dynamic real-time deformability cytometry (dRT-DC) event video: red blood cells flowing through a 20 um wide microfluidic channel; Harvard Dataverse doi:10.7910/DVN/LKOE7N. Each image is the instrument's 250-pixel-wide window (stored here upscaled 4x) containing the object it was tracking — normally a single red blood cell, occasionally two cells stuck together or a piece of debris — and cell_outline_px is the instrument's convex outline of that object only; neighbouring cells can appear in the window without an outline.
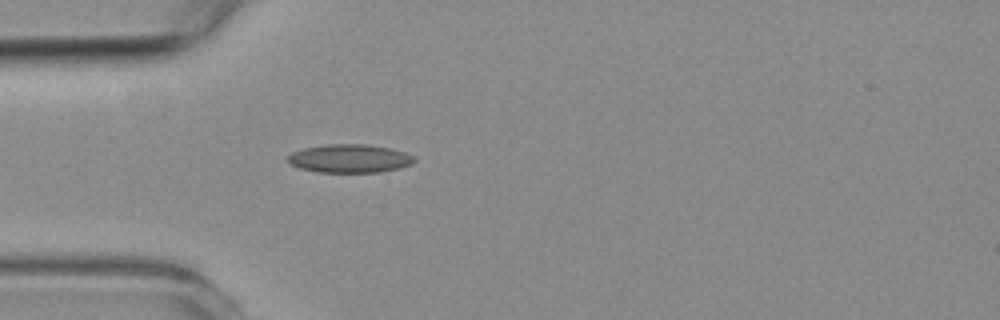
{"species": "common noctule bat (a hibernating species)", "species_latin": "Nyctalus noctula", "temperature_condition": "room temperature", "stored_images_in_passage": 39, "camera_frame_rate_fps": 3000, "um_per_image_px": 0.085, "animal": {"sex": "female", "body_mass_g": 19.3, "forearm_length_mm": 54.1}, "frame": {"image": 1, "passage_image": 1, "time_ms": 0.0, "image_size_px": [1000, 320], "cell_outline_px": [[416, 160], [412, 164], [400, 168], [380, 172], [320, 172], [300, 168], [292, 164], [288, 160], [288, 156], [292, 152], [304, 148], [328, 144], [364, 144], [392, 148], [404, 152], [412, 156]], "centroid_in_image_um": [29.75, 13.47], "position_along_channel_um": 55.3, "area_um2": 20.81}}
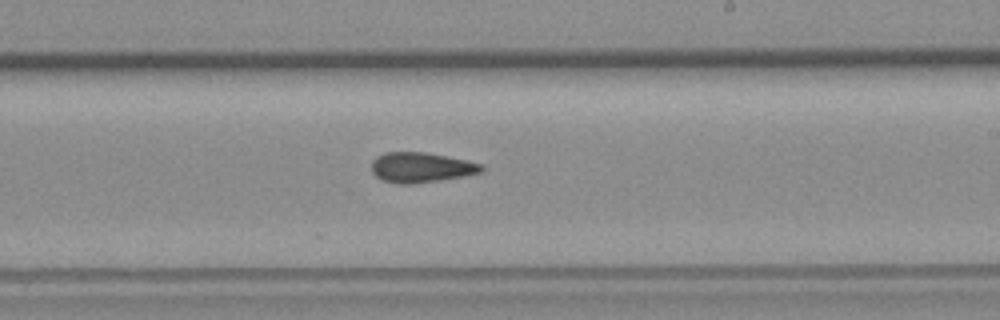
{"frame": {"image": 2, "passage_image": 17, "time_ms": 5.333, "image_size_px": [1000, 320], "cell_outline_px": [[484, 172], [464, 176], [440, 180], [412, 184], [396, 184], [380, 180], [372, 172], [372, 160], [376, 156], [384, 152], [424, 152], [484, 164]], "centroid_in_image_um": [35.77, 14.24], "position_along_channel_um": 253.2, "area_um2": 19.42}}
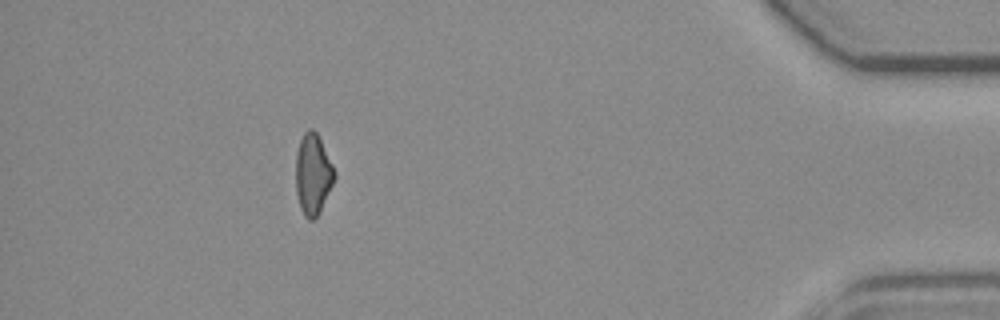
{"frame": {"image": 3, "passage_image": 34, "time_ms": 11.0, "image_size_px": [1000, 320], "cell_outline_px": [[336, 176], [320, 212], [312, 220], [308, 220], [304, 216], [300, 208], [296, 192], [296, 152], [300, 140], [304, 132], [308, 128], [312, 128], [316, 132], [336, 172]], "centroid_in_image_um": [26.59, 14.82], "position_along_channel_um": 408.6, "area_um2": 18.15}, "authors_computed_cell_mechanics": {"area_um2": 18.9584, "velocity_mm_per_s": 3.7949, "shape_relaxation_time_tau1_ms": null, "shape_relaxation_time_tau2_ms": 6.8866, "deformation_change_tau1": null, "deformation_change_tau2": 0.1612}}